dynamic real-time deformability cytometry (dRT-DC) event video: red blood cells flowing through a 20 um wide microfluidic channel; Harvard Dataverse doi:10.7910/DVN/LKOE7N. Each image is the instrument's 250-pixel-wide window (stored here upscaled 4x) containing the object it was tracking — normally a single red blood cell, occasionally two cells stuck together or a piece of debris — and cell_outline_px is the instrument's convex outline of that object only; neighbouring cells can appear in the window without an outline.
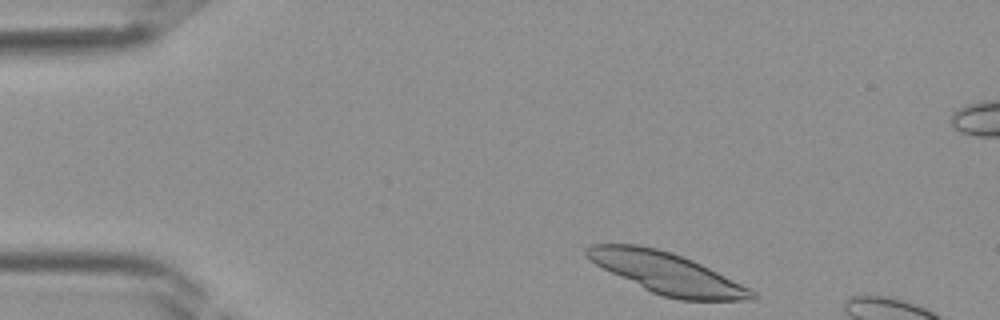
{"species": "Egyptian fruit bat (a non-hibernating species)", "species_latin": "Rousettus aegyptiacus", "temperature_condition": "room temperature", "stored_images_in_passage": 5, "camera_frame_rate_fps": 3000, "um_per_image_px": 0.085, "frame": {"image": 1, "passage_image": 1, "time_ms": 0.0, "image_size_px": [1000, 320], "cell_outline_px": [[756, 296], [744, 300], [680, 300], [664, 296], [652, 292], [596, 264], [584, 252], [584, 248], [588, 244], [640, 244], [672, 252], [692, 260], [756, 292]], "centroid_in_image_um": [56.64, 23.19], "position_along_channel_um": 28.4, "area_um2": 38.61}}